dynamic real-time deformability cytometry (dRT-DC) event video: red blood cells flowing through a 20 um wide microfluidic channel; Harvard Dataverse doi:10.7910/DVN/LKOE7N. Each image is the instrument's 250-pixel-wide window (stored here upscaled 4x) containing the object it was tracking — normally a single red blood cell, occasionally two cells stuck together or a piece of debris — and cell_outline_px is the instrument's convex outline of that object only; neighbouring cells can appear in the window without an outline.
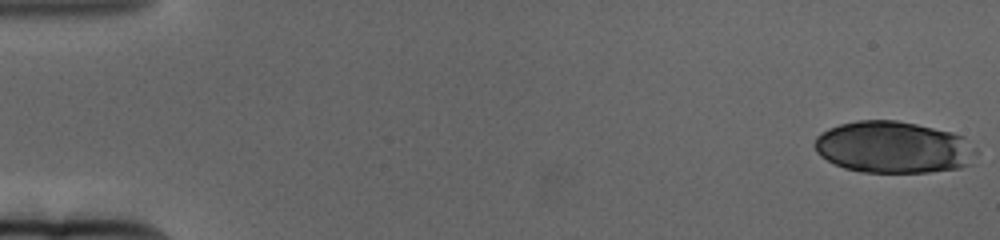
{"species": "human", "species_latin": "Homo sapiens", "temperature_condition": "cold", "stored_images_in_passage": 65, "camera_frame_rate_fps": 3000, "um_per_image_px": 0.085, "donor": {"sex": "female"}, "frame": {"image": 1, "passage_image": 1, "time_ms": 0.0, "image_size_px": [1000, 240], "cell_outline_px": [[980, 152], [972, 164], [960, 168], [928, 172], [860, 172], [844, 168], [820, 156], [816, 152], [816, 136], [820, 132], [828, 128], [840, 124], [856, 120], [896, 120], [916, 124], [952, 132], [964, 136]], "centroid_in_image_um": [75.99, 12.52], "position_along_channel_um": 9.0, "area_um2": 49.25}}